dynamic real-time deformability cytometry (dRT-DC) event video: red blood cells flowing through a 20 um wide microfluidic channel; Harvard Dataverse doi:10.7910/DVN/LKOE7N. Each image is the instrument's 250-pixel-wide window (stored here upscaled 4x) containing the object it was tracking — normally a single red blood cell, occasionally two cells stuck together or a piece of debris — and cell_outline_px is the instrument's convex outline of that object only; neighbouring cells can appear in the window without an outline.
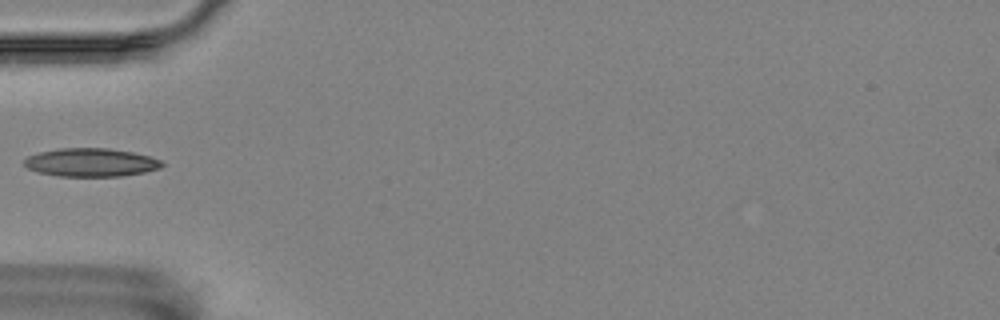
{"species": "Egyptian fruit bat (a non-hibernating species)", "species_latin": "Rousettus aegyptiacus", "temperature_condition": "room temperature", "stored_images_in_passage": 36, "camera_frame_rate_fps": 3000, "um_per_image_px": 0.085, "animal": {"sex": "female"}, "frame": {"image": 1, "passage_image": 1, "time_ms": 0.0, "image_size_px": [1000, 320], "cell_outline_px": [[164, 164], [160, 168], [144, 172], [124, 176], [60, 176], [36, 172], [28, 168], [24, 164], [24, 160], [28, 156], [40, 152], [60, 148], [108, 148], [132, 152], [148, 156], [160, 160]], "centroid_in_image_um": [7.72, 13.81], "position_along_channel_um": 77.3, "area_um2": 22.66}}
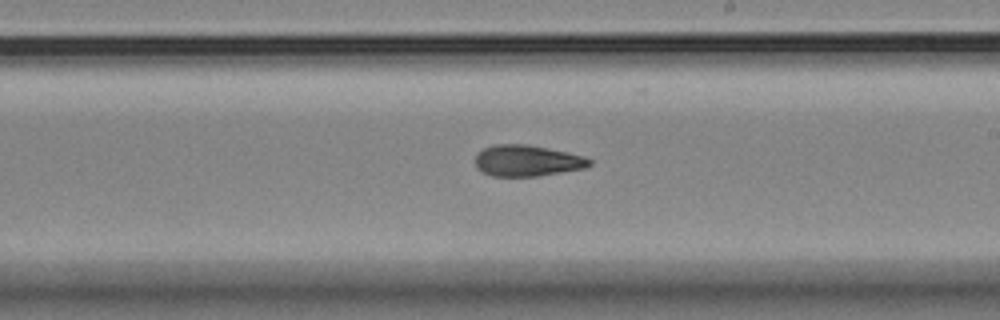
{"frame": {"image": 2, "passage_image": 15, "time_ms": 4.667, "image_size_px": [1000, 320], "cell_outline_px": [[592, 164], [584, 168], [536, 176], [492, 176], [480, 172], [476, 168], [476, 156], [484, 148], [496, 144], [528, 144], [568, 152], [584, 156], [592, 160]], "centroid_in_image_um": [44.8, 13.66], "position_along_channel_um": 244.2, "area_um2": 20.75}}
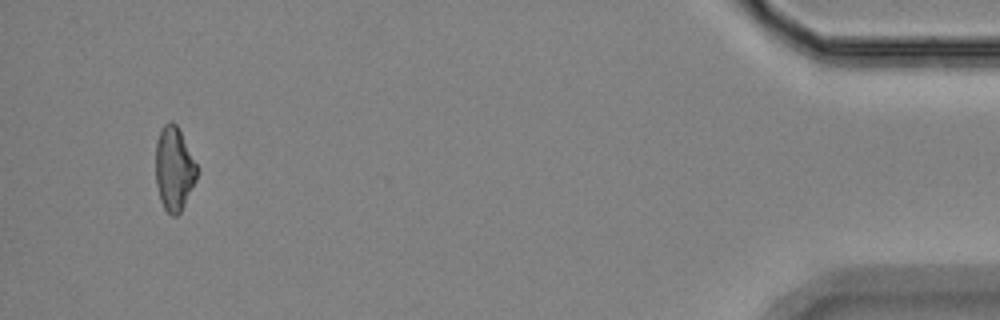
{"frame": {"image": 3, "passage_image": 36, "time_ms": 11.667, "image_size_px": [1000, 320], "cell_outline_px": [[200, 172], [180, 212], [176, 216], [172, 216], [164, 208], [160, 200], [156, 184], [156, 144], [160, 132], [164, 124], [168, 120], [172, 120], [176, 124], [200, 168]], "centroid_in_image_um": [14.82, 14.33], "position_along_channel_um": 420.4, "area_um2": 20.35}}